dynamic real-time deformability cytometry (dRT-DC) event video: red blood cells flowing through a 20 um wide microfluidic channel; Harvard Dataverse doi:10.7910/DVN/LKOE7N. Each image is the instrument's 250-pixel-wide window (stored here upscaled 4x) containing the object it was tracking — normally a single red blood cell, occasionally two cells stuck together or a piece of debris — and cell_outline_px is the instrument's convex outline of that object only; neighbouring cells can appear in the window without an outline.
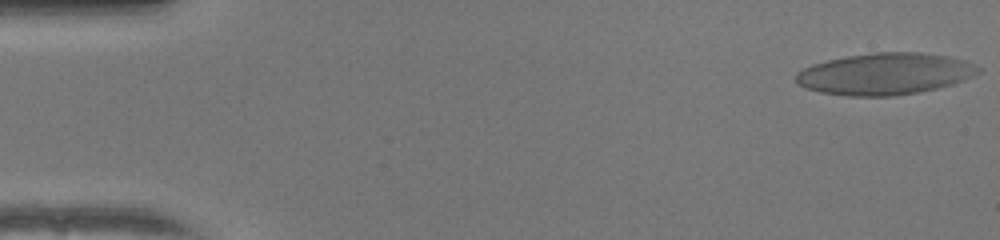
{"species": "human", "species_latin": "Homo sapiens", "temperature_condition": "warm", "stored_images_in_passage": 52, "camera_frame_rate_fps": 3000, "um_per_image_px": 0.085, "donor": {"sex": "female"}, "frame": {"image": 1, "passage_image": 1, "time_ms": 0.0, "image_size_px": [1000, 240], "cell_outline_px": [[984, 68], [980, 72], [952, 84], [936, 88], [916, 92], [888, 96], [848, 96], [820, 92], [796, 84], [796, 72], [812, 64], [828, 60], [848, 56], [876, 52], [920, 52], [948, 56], [964, 60]], "centroid_in_image_um": [75.22, 6.27], "position_along_channel_um": 9.8, "area_um2": 44.04}}
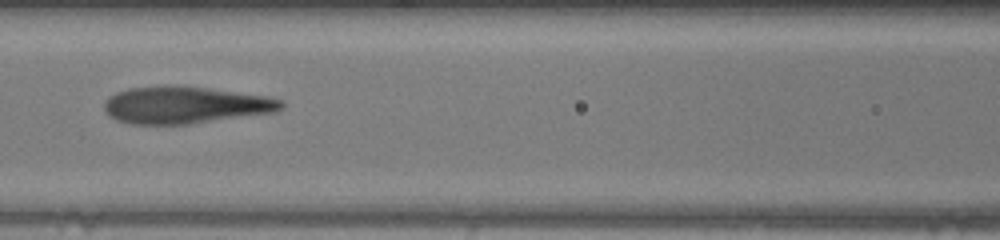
{"frame": {"image": 2, "passage_image": 23, "time_ms": 7.333, "image_size_px": [1000, 240], "cell_outline_px": [[284, 108], [276, 112], [188, 124], [132, 124], [116, 120], [104, 108], [104, 100], [108, 96], [116, 92], [128, 88], [164, 84], [172, 84], [208, 88], [268, 96], [280, 100], [284, 104]], "centroid_in_image_um": [15.73, 8.91], "position_along_channel_um": 150.9, "area_um2": 38.55}}
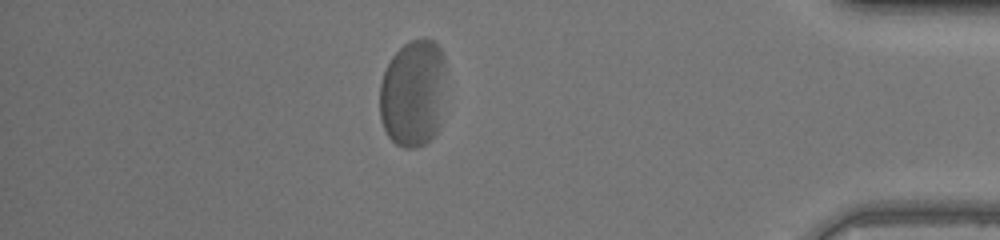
{"frame": {"image": 3, "passage_image": 45, "time_ms": 14.667, "image_size_px": [1000, 240], "cell_outline_px": [[444, 72], [440, 124], [436, 132], [424, 144], [416, 148], [404, 148], [396, 144], [388, 136], [380, 120], [380, 84], [384, 72], [392, 56], [404, 44], [412, 40], [424, 36], [432, 40], [440, 48], [444, 56]], "centroid_in_image_um": [35.09, 7.92], "position_along_channel_um": 400.1, "area_um2": 41.44}, "authors_computed_cell_mechanics": {"area_um2": 40.7779, "velocity_mm_per_s": 3.9381, "shape_relaxation_time_tau1_ms": 8.0666, "shape_relaxation_time_tau2_ms": 0.8262, "deformation_change_tau1": 0.2793, "deformation_change_tau2": 0.0764}}